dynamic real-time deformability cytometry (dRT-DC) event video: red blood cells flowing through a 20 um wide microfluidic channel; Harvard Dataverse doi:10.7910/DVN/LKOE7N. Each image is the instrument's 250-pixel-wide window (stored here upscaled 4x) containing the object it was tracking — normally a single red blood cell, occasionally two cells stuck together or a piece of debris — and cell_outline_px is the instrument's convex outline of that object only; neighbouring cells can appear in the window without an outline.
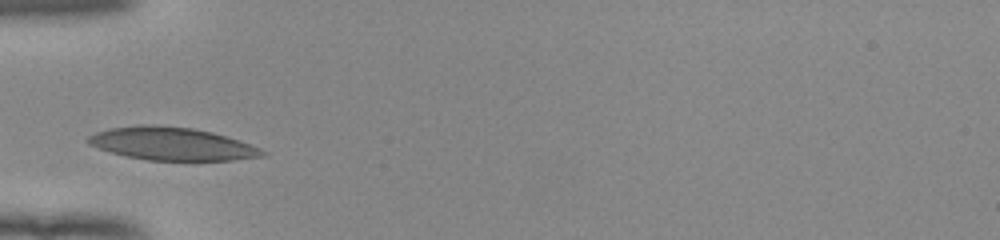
{"species": "human", "species_latin": "Homo sapiens", "temperature_condition": "room temperature", "stored_images_in_passage": 26, "camera_frame_rate_fps": 3000, "um_per_image_px": 0.085, "donor": {"sex": "female"}, "frame": {"image": 1, "passage_image": 1, "time_ms": 0.0, "image_size_px": [1000, 240], "cell_outline_px": [[268, 156], [232, 160], [148, 160], [124, 156], [88, 144], [84, 140], [88, 136], [96, 132], [108, 128], [136, 124], [152, 124], [192, 128], [212, 132], [260, 148], [268, 152]], "centroid_in_image_um": [14.57, 12.21], "position_along_channel_um": 70.4, "area_um2": 33.47}}
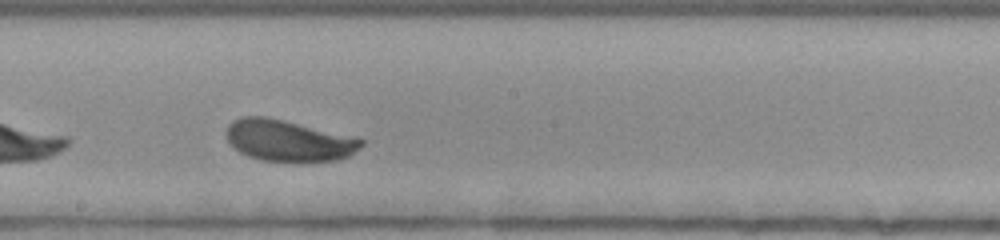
{"frame": {"image": 2, "passage_image": 13, "time_ms": 4.0, "image_size_px": [1000, 240], "cell_outline_px": [[364, 144], [360, 148], [348, 156], [336, 160], [260, 160], [248, 156], [240, 152], [228, 140], [224, 132], [228, 124], [232, 120], [240, 116], [264, 116], [364, 140]], "centroid_in_image_um": [24.43, 11.93], "position_along_channel_um": 223.8, "area_um2": 31.5}}
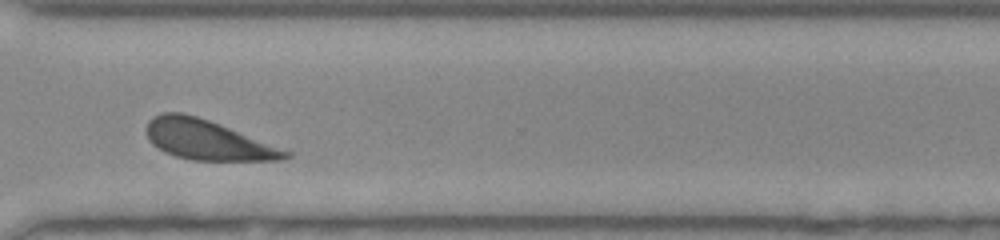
{"frame": {"image": 3, "passage_image": 23, "time_ms": 7.333, "image_size_px": [1000, 240], "cell_outline_px": [[292, 156], [280, 160], [192, 160], [176, 156], [164, 152], [152, 144], [148, 140], [144, 128], [148, 120], [152, 116], [164, 112], [184, 112], [220, 124], [292, 152]], "centroid_in_image_um": [17.57, 11.88], "position_along_channel_um": 353.0, "area_um2": 32.31}, "authors_computed_cell_mechanics": {"area_um2": 32.4258, "velocity_mm_per_s": 3.8563, "shape_relaxation_time_tau1_ms": 1.5574, "shape_relaxation_time_tau2_ms": null, "deformation_change_tau1": 0.116, "deformation_change_tau2": null}}